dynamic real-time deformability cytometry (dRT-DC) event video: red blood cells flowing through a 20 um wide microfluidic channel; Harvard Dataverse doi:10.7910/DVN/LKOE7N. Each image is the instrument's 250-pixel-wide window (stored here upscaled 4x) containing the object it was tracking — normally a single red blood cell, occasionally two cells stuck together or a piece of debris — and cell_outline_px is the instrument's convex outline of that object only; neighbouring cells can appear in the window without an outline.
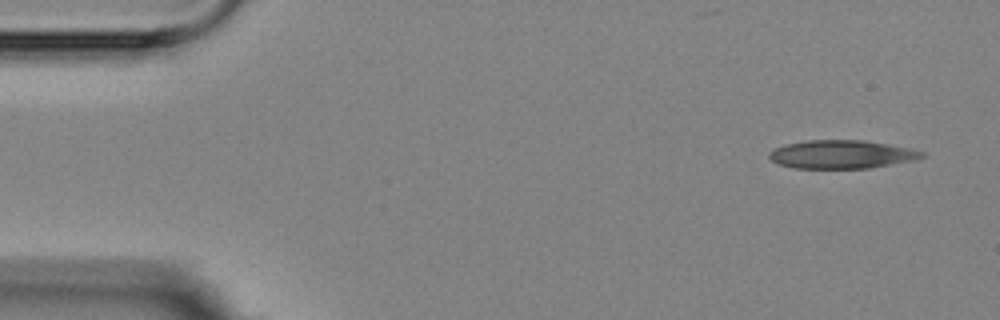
{"species": "Egyptian fruit bat (a non-hibernating species)", "species_latin": "Rousettus aegyptiacus", "temperature_condition": "room temperature", "stored_images_in_passage": 5, "camera_frame_rate_fps": 3000, "um_per_image_px": 0.085, "animal": {"sex": "female"}, "frame": {"image": 1, "passage_image": 1, "time_ms": 0.0, "image_size_px": [1000, 320], "cell_outline_px": [[924, 156], [912, 160], [868, 168], [796, 168], [780, 164], [772, 160], [768, 156], [768, 152], [772, 148], [784, 144], [808, 140], [864, 140], [912, 148], [924, 152]], "centroid_in_image_um": [71.49, 13.11], "position_along_channel_um": 13.5, "area_um2": 25.14}}
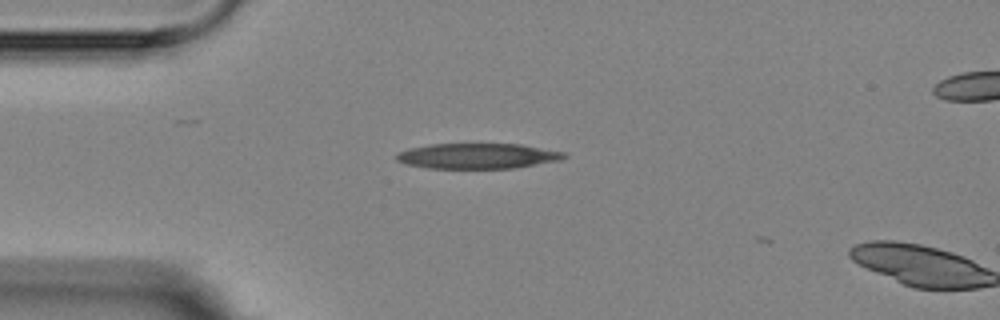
{"frame": {"image": 2, "passage_image": 4, "time_ms": 3.333, "image_size_px": [1000, 320], "cell_outline_px": [[568, 156], [560, 160], [512, 168], [428, 168], [404, 164], [396, 160], [396, 152], [408, 148], [432, 144], [520, 144], [564, 152]], "centroid_in_image_um": [40.54, 13.25], "position_along_channel_um": 44.5, "area_um2": 24.74}}